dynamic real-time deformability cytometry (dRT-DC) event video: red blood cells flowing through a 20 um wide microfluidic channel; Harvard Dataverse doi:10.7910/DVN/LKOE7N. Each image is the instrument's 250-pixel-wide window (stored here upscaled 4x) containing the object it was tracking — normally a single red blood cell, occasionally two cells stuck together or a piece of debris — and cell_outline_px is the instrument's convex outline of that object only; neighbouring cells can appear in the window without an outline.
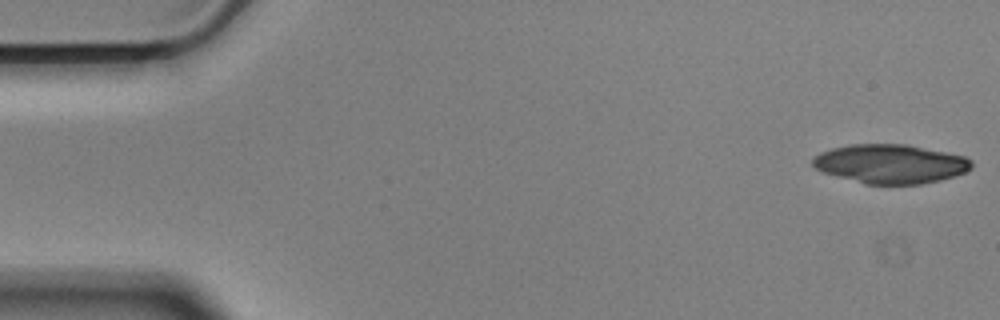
{"species": "Egyptian fruit bat (a non-hibernating species)", "species_latin": "Rousettus aegyptiacus", "temperature_condition": "cold", "stored_images_in_passage": 31, "camera_frame_rate_fps": 3000, "um_per_image_px": 0.085, "animal": {"sex": "male"}, "frame": {"image": 1, "passage_image": 1, "time_ms": 0.0, "image_size_px": [1000, 320], "cell_outline_px": [[972, 168], [956, 176], [940, 180], [920, 184], [864, 184], [836, 176], [824, 172], [816, 168], [812, 164], [812, 160], [820, 152], [832, 148], [848, 144], [908, 144], [964, 156], [972, 160]], "centroid_in_image_um": [75.7, 13.92], "position_along_channel_um": 9.3, "area_um2": 36.18}}
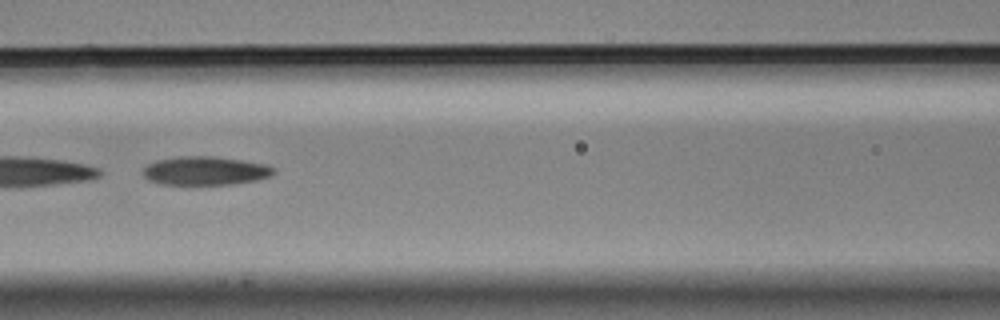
{"frame": {"image": 2, "passage_image": 24, "time_ms": 7.667, "image_size_px": [1000, 320], "cell_outline_px": [[276, 172], [272, 176], [256, 180], [232, 184], [160, 184], [148, 180], [144, 176], [144, 168], [148, 164], [156, 160], [176, 156], [212, 156], [268, 164], [276, 168]], "centroid_in_image_um": [17.48, 14.51], "position_along_channel_um": 149.1, "area_um2": 21.91}}